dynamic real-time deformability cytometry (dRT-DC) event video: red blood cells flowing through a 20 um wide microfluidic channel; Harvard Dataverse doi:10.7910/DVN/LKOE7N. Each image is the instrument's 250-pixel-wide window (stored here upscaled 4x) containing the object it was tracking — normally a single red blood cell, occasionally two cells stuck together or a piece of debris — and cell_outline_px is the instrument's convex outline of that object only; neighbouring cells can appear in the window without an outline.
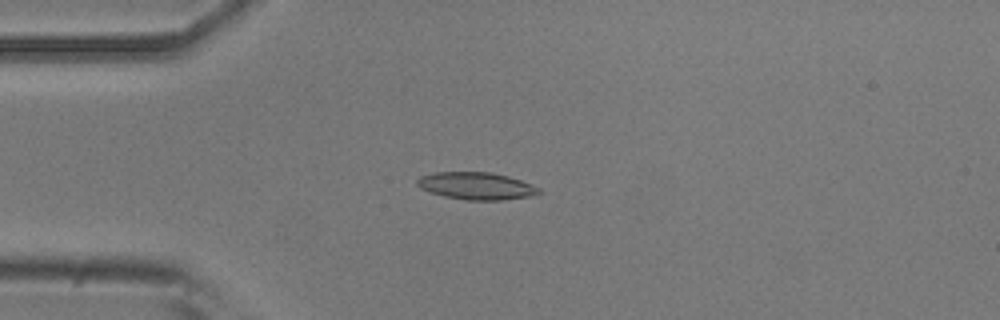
{"species": "common noctule bat (a hibernating species)", "species_latin": "Nyctalus noctula", "temperature_condition": "room temperature", "stored_images_in_passage": 19, "camera_frame_rate_fps": 3000, "um_per_image_px": 0.085, "animal": {"sex": "male", "body_mass_g": 20.5, "forearm_length_mm": 52.5}, "frame": {"image": 1, "passage_image": 13, "time_ms": 4.0, "image_size_px": [1000, 320], "cell_outline_px": [[540, 192], [532, 196], [500, 200], [468, 200], [444, 196], [420, 188], [416, 184], [416, 180], [420, 176], [432, 172], [492, 172], [508, 176], [532, 184], [540, 188]], "centroid_in_image_um": [40.48, 15.79], "position_along_channel_um": 44.5, "area_um2": 19.36}}
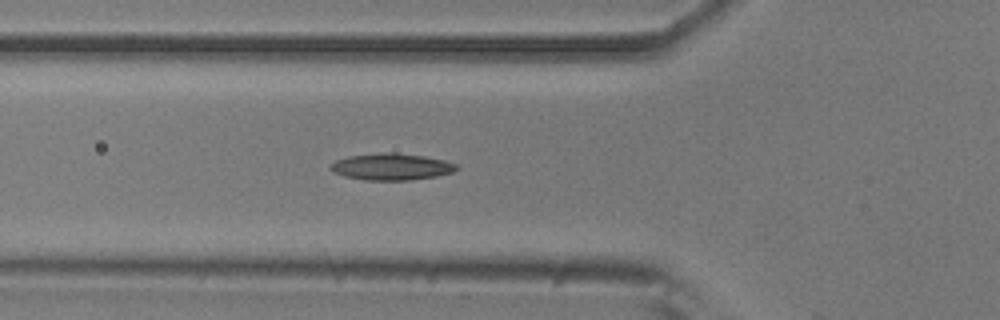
{"frame": {"image": 2, "passage_image": 18, "time_ms": 5.667, "image_size_px": [1000, 320], "cell_outline_px": [[460, 168], [452, 172], [436, 176], [412, 180], [364, 180], [344, 176], [328, 168], [336, 160], [348, 156], [384, 152], [396, 152], [424, 156], [444, 160], [456, 164]], "centroid_in_image_um": [33.29, 14.17], "position_along_channel_um": 92.5, "area_um2": 19.59}}